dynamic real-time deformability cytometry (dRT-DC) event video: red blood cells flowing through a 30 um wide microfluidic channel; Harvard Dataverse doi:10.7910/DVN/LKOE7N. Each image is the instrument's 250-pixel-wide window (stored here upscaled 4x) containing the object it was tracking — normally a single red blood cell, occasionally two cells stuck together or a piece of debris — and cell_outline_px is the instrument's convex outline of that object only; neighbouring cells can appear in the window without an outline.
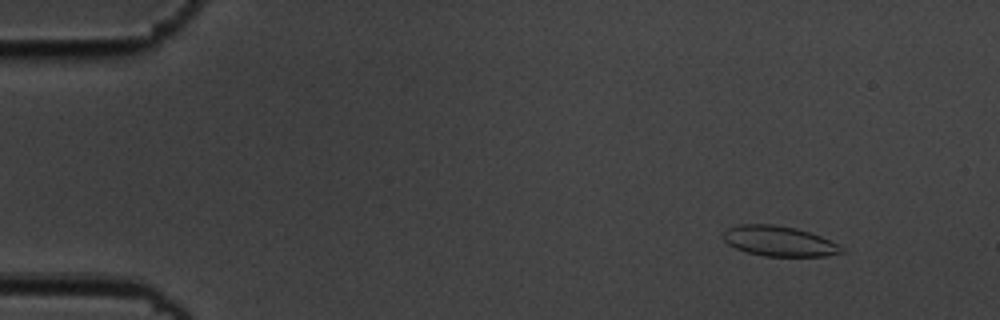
{"species": "common noctule bat (a hibernating species)", "species_latin": "Nyctalus noctula", "temperature_condition": "cold", "stored_images_in_passage": 55, "camera_frame_rate_fps": 3000, "um_per_image_px": 0.085, "animal": {"sex": "male", "body_mass_g": 19.5, "forearm_length_mm": 54.6}, "frame": {"image": 1, "passage_image": 5, "time_ms": 1.333, "image_size_px": [1000, 320], "cell_outline_px": [[844, 252], [828, 256], [764, 256], [748, 252], [736, 248], [728, 244], [720, 236], [728, 228], [740, 224], [772, 224], [796, 228], [820, 236], [844, 248]], "centroid_in_image_um": [66.19, 20.49], "position_along_channel_um": 18.8, "area_um2": 20.69}}
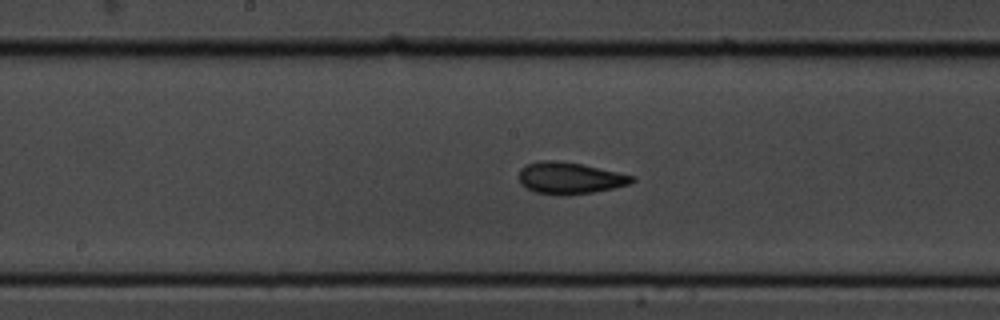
{"frame": {"image": 2, "passage_image": 28, "time_ms": 9.0, "image_size_px": [1000, 320], "cell_outline_px": [[636, 180], [632, 184], [592, 192], [564, 196], [560, 196], [536, 192], [520, 184], [520, 168], [528, 164], [540, 160], [552, 160], [584, 164], [636, 176]], "centroid_in_image_um": [48.47, 15.13], "position_along_channel_um": 199.7, "area_um2": 21.04}}
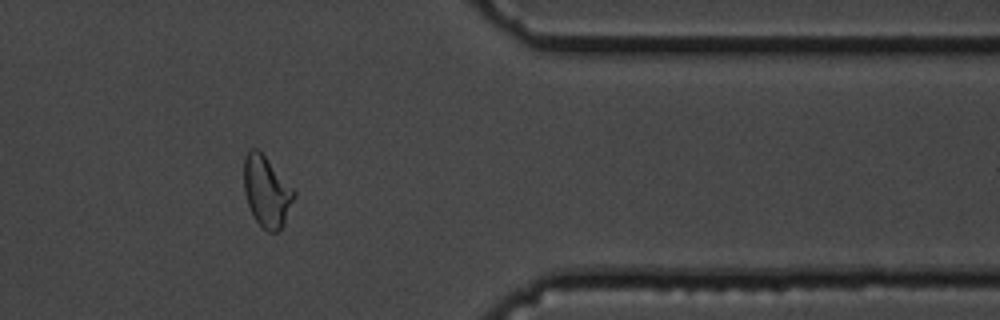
{"frame": {"image": 3, "passage_image": 45, "time_ms": 14.667, "image_size_px": [1000, 320], "cell_outline_px": [[296, 196], [284, 224], [276, 232], [268, 232], [252, 216], [244, 192], [244, 156], [248, 148], [256, 148], [264, 156], [296, 192]], "centroid_in_image_um": [22.65, 16.28], "position_along_channel_um": 388.7, "area_um2": 20.52}, "authors_computed_cell_mechanics": {"area_um2": 20.6346, "velocity_mm_per_s": 3.6235, "shape_relaxation_time_tau1_ms": null, "shape_relaxation_time_tau2_ms": 1.587, "deformation_change_tau1": null, "deformation_change_tau2": 0.0791}}